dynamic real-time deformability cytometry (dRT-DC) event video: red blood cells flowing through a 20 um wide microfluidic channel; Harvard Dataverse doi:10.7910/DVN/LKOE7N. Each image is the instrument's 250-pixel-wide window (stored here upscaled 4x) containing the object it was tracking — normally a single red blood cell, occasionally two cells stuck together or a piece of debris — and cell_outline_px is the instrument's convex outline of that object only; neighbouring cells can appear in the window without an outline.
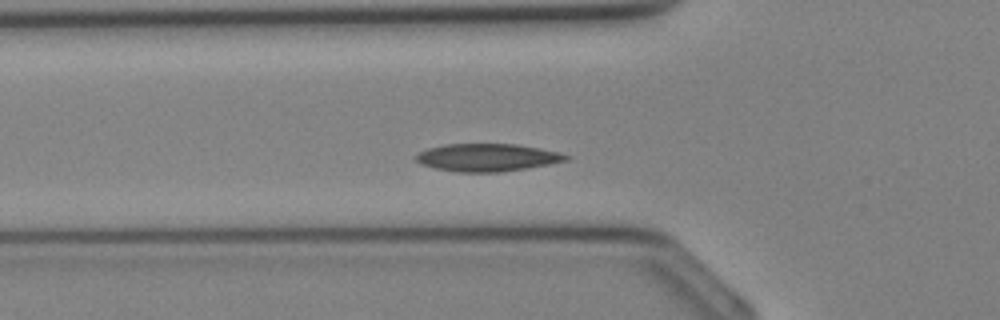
{"species": "Egyptian fruit bat (a non-hibernating species)", "species_latin": "Rousettus aegyptiacus", "temperature_condition": "cold", "stored_images_in_passage": 19, "camera_frame_rate_fps": 3000, "um_per_image_px": 0.085, "animal": {"sex": "female"}, "frame": {"image": 1, "passage_image": 3, "time_ms": 0.667, "image_size_px": [1000, 320], "cell_outline_px": [[572, 156], [568, 160], [548, 164], [500, 172], [456, 172], [436, 168], [420, 164], [412, 156], [428, 148], [448, 144], [516, 144], [540, 148], [560, 152]], "centroid_in_image_um": [41.41, 13.38], "position_along_channel_um": 84.4, "area_um2": 24.16}}
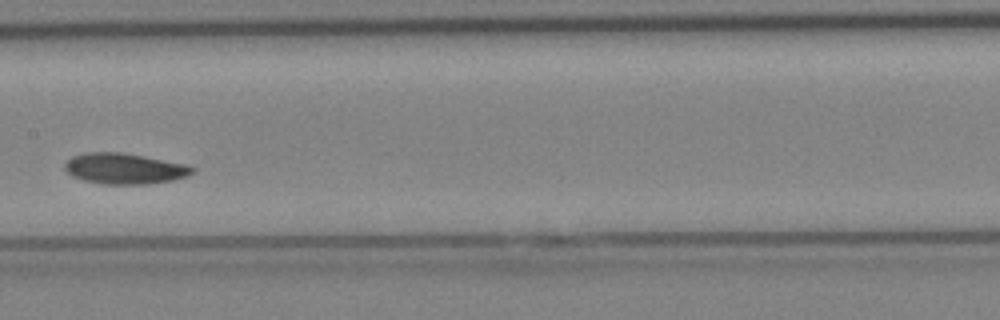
{"frame": {"image": 2, "passage_image": 9, "time_ms": 2.667, "image_size_px": [1000, 320], "cell_outline_px": [[196, 172], [188, 176], [172, 180], [148, 184], [100, 184], [84, 180], [72, 176], [64, 168], [64, 164], [72, 156], [84, 152], [120, 152], [144, 156], [188, 164], [196, 168]], "centroid_in_image_um": [10.62, 14.33], "position_along_channel_um": 196.8, "area_um2": 23.12}}
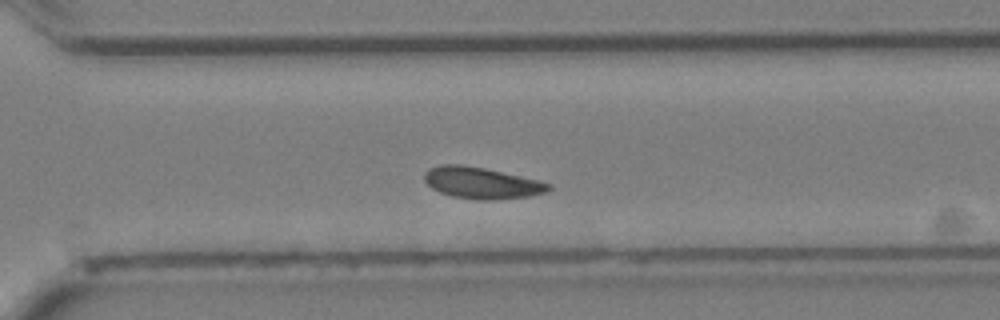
{"frame": {"image": 3, "passage_image": 16, "time_ms": 5.0, "image_size_px": [1000, 320], "cell_outline_px": [[552, 188], [548, 192], [528, 196], [492, 200], [476, 200], [452, 196], [440, 192], [432, 188], [424, 180], [424, 172], [428, 168], [440, 164], [460, 164], [484, 168], [536, 180], [552, 184]], "centroid_in_image_um": [40.91, 15.55], "position_along_channel_um": 329.7, "area_um2": 22.72}}